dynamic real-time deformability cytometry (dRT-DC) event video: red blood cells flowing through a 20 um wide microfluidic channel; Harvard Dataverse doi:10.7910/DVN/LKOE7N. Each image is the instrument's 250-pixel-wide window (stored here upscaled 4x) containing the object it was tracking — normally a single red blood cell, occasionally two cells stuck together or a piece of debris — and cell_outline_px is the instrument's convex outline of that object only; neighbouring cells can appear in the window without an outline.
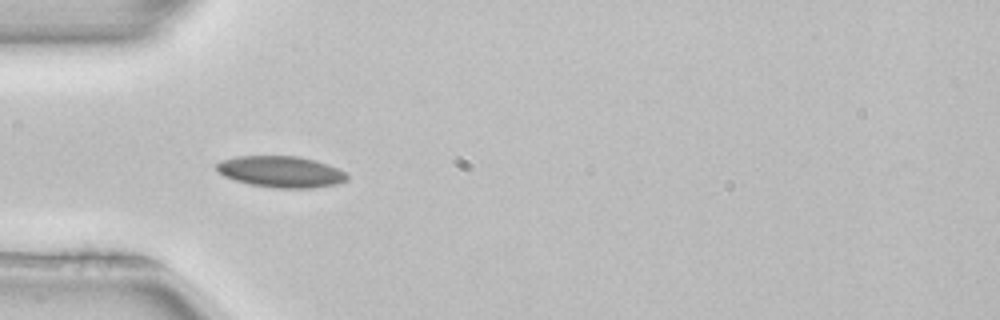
{"species": "common noctule bat (a hibernating species)", "species_latin": "Nyctalus noctula", "temperature_condition": "room temperature", "stored_images_in_passage": 51, "camera_frame_rate_fps": 3000, "um_per_image_px": 0.085, "animal": {"sex": "female", "body_mass_g": 22.7, "forearm_length_mm": 54.2}, "frame": {"image": 1, "passage_image": 15, "time_ms": 4.667, "image_size_px": [1000, 320], "cell_outline_px": [[348, 180], [336, 184], [312, 188], [276, 188], [252, 184], [236, 180], [224, 176], [216, 172], [216, 164], [220, 160], [236, 156], [300, 156], [316, 160], [328, 164], [344, 172], [348, 176]], "centroid_in_image_um": [23.86, 14.59], "position_along_channel_um": 61.1, "area_um2": 23.87}}
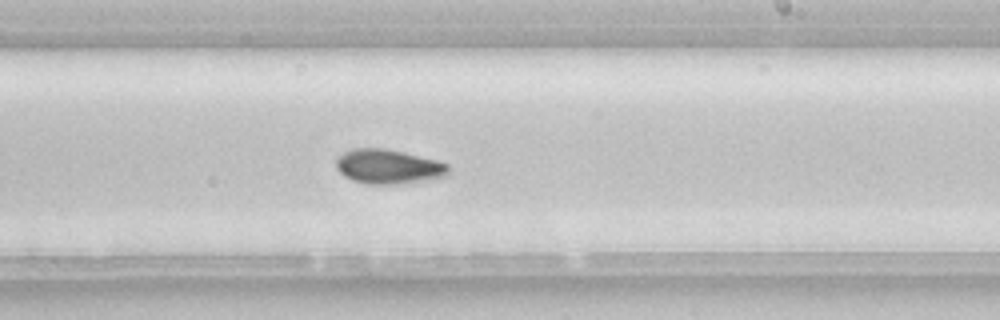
{"frame": {"image": 2, "passage_image": 30, "time_ms": 9.667, "image_size_px": [1000, 320], "cell_outline_px": [[452, 172], [448, 176], [428, 180], [396, 184], [364, 184], [352, 180], [344, 176], [336, 168], [336, 156], [352, 148], [384, 148], [404, 152], [436, 160], [448, 164]], "centroid_in_image_um": [33.02, 14.16], "position_along_channel_um": 256.0, "area_um2": 22.95}, "authors_computed_cell_mechanics": {"area_um2": 22.0218, "velocity_mm_per_s": 3.9509, "shape_relaxation_time_tau1_ms": 5.3685, "shape_relaxation_time_tau2_ms": null, "deformation_change_tau1": 0.13, "deformation_change_tau2": null}}